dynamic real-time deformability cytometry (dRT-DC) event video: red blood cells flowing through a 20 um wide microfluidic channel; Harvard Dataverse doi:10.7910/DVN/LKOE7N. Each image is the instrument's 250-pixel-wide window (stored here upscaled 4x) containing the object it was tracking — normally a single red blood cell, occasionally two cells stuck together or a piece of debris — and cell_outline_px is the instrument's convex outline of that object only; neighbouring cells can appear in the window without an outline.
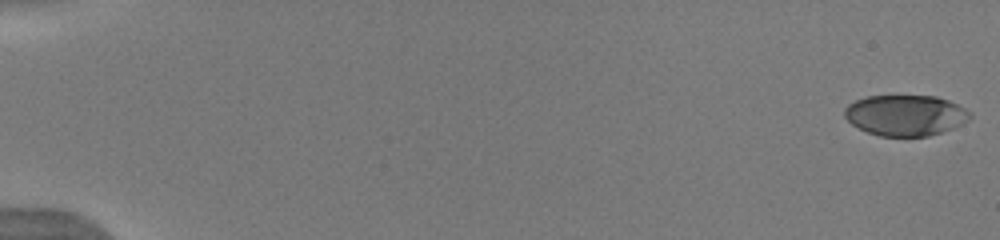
{"species": "human", "species_latin": "Homo sapiens", "temperature_condition": "warm", "stored_images_in_passage": 52, "camera_frame_rate_fps": 3000, "um_per_image_px": 0.085, "donor": {"sex": "male"}, "frame": {"image": 1, "passage_image": 1, "time_ms": 0.0, "image_size_px": [1000, 240], "cell_outline_px": [[972, 112], [968, 116], [952, 128], [928, 136], [880, 136], [868, 132], [852, 124], [844, 116], [844, 108], [848, 104], [856, 100], [868, 96], [936, 96], [948, 100]], "centroid_in_image_um": [76.9, 9.79], "position_along_channel_um": 8.1, "area_um2": 29.3}}
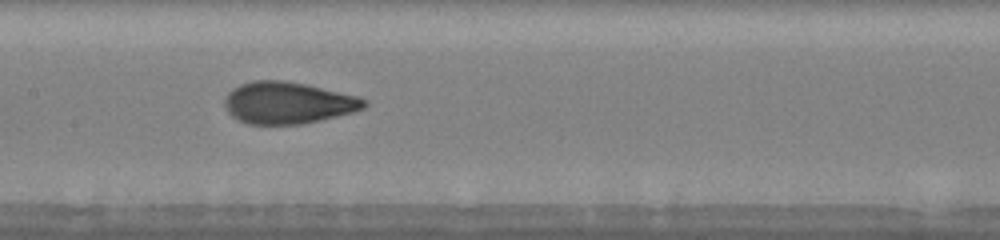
{"frame": {"image": 2, "passage_image": 28, "time_ms": 9.0, "image_size_px": [1000, 240], "cell_outline_px": [[368, 104], [364, 108], [352, 112], [300, 124], [248, 124], [232, 116], [228, 112], [224, 104], [224, 100], [228, 92], [232, 88], [240, 84], [252, 80], [284, 80], [308, 84], [356, 96], [368, 100]], "centroid_in_image_um": [24.45, 8.72], "position_along_channel_um": 183.0, "area_um2": 33.93}}
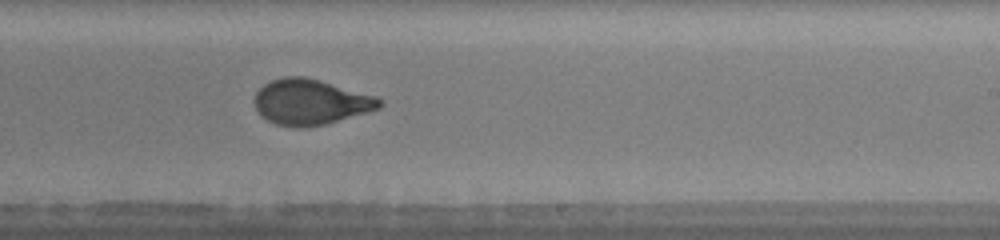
{"frame": {"image": 3, "passage_image": 34, "time_ms": 11.0, "image_size_px": [1000, 240], "cell_outline_px": [[384, 104], [380, 108], [324, 124], [304, 128], [296, 128], [276, 124], [260, 116], [252, 100], [256, 92], [264, 84], [272, 80], [284, 76], [304, 76], [320, 80], [376, 96], [384, 100]], "centroid_in_image_um": [26.37, 8.67], "position_along_channel_um": 262.6, "area_um2": 33.29}, "authors_computed_cell_mechanics": {"area_um2": 32.6281, "velocity_mm_per_s": 3.9983, "shape_relaxation_time_tau1_ms": 4.5356, "shape_relaxation_time_tau2_ms": null, "deformation_change_tau1": 0.21, "deformation_change_tau2": null}}